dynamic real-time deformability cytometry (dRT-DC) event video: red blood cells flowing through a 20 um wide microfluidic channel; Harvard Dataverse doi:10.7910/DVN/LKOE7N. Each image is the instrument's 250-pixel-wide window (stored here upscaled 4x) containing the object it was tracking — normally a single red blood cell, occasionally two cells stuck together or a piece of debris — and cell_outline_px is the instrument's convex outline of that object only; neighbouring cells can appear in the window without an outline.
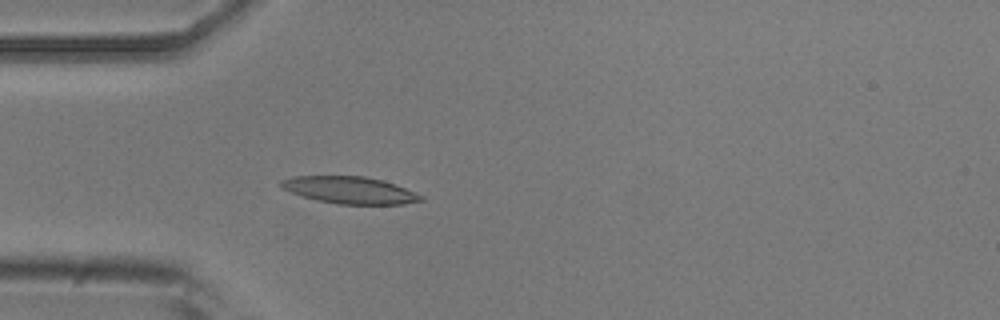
{"species": "common noctule bat (a hibernating species)", "species_latin": "Nyctalus noctula", "temperature_condition": "room temperature", "stored_images_in_passage": 18, "camera_frame_rate_fps": 3000, "um_per_image_px": 0.085, "animal": {"sex": "male", "body_mass_g": 20.5, "forearm_length_mm": 52.5}, "frame": {"image": 1, "passage_image": 2, "time_ms": 0.333, "image_size_px": [1000, 320], "cell_outline_px": [[424, 200], [404, 204], [336, 204], [316, 200], [280, 188], [280, 180], [292, 176], [364, 176], [384, 180], [396, 184], [424, 196]], "centroid_in_image_um": [29.74, 16.15], "position_along_channel_um": 55.3, "area_um2": 22.14}}
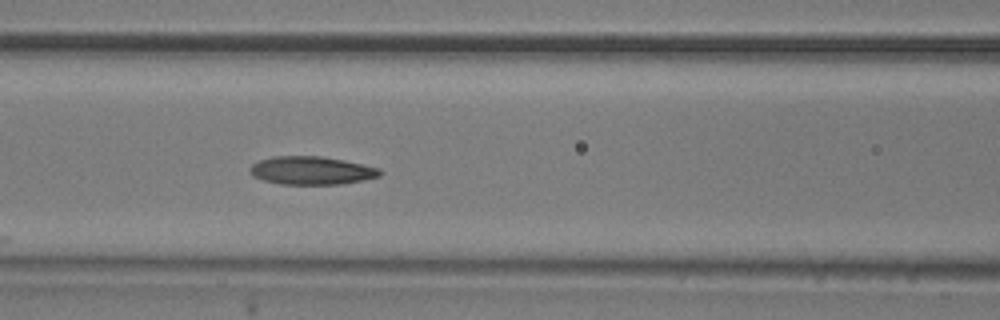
{"frame": {"image": 2, "passage_image": 9, "time_ms": 2.667, "image_size_px": [1000, 320], "cell_outline_px": [[384, 172], [380, 176], [364, 180], [340, 184], [280, 184], [264, 180], [252, 176], [248, 172], [248, 168], [252, 164], [260, 160], [272, 156], [320, 156], [344, 160], [380, 168]], "centroid_in_image_um": [26.47, 14.49], "position_along_channel_um": 140.1, "area_um2": 21.5}}
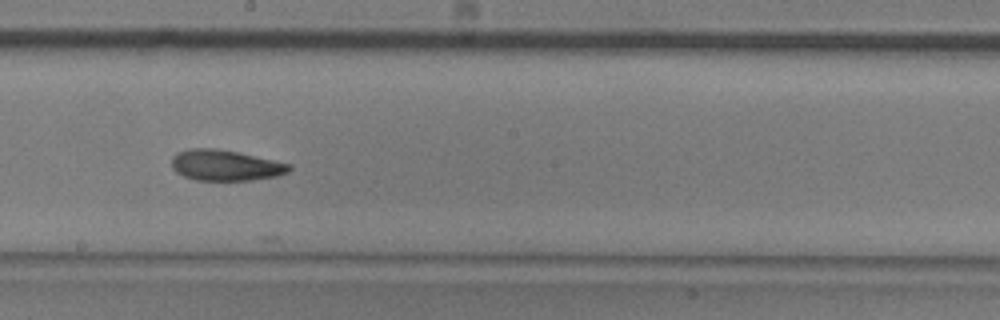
{"frame": {"image": 3, "passage_image": 16, "time_ms": 5.0, "image_size_px": [1000, 320], "cell_outline_px": [[292, 168], [288, 172], [276, 176], [252, 180], [196, 180], [184, 176], [176, 172], [172, 168], [172, 156], [176, 152], [188, 148], [212, 148], [236, 152], [292, 164]], "centroid_in_image_um": [19.14, 14.05], "position_along_channel_um": 229.1, "area_um2": 21.04}}